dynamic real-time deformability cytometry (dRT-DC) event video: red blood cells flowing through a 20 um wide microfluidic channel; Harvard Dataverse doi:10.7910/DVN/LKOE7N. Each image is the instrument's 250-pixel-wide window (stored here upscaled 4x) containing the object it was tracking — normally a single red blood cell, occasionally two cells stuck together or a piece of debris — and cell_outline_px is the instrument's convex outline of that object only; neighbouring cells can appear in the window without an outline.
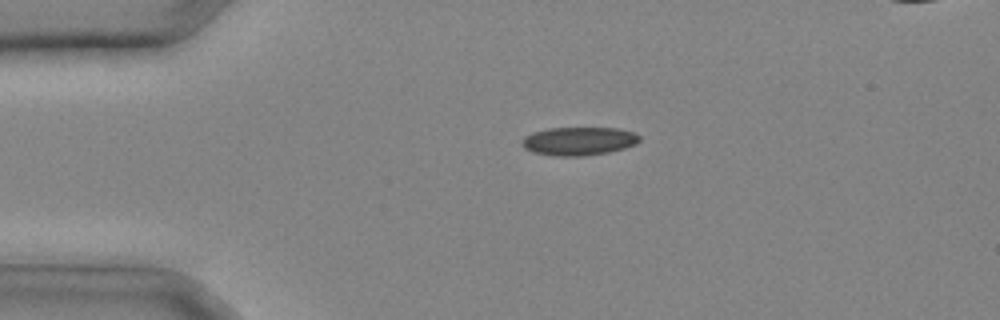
{"species": "common noctule bat (a hibernating species)", "species_latin": "Nyctalus noctula", "temperature_condition": "cold", "stored_images_in_passage": 24, "camera_frame_rate_fps": 3000, "um_per_image_px": 0.085, "animal": {"sex": "male", "body_mass_g": 20.4}, "frame": {"image": 1, "passage_image": 1, "time_ms": 0.0, "image_size_px": [1000, 320], "cell_outline_px": [[640, 140], [636, 144], [624, 148], [608, 152], [584, 156], [552, 156], [532, 152], [524, 148], [520, 144], [520, 140], [524, 136], [532, 132], [548, 128], [616, 128], [636, 132], [640, 136]], "centroid_in_image_um": [49.16, 11.99], "position_along_channel_um": 35.8, "area_um2": 19.71}}
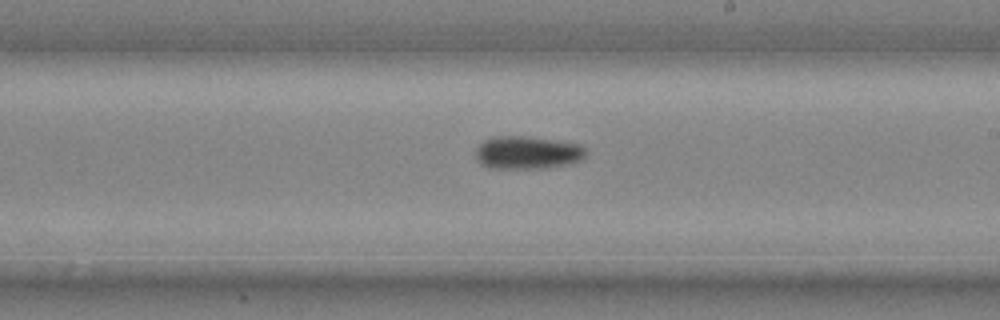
{"frame": {"image": 2, "passage_image": 13, "time_ms": 4.0, "image_size_px": [1000, 320], "cell_outline_px": [[588, 152], [580, 160], [568, 164], [544, 168], [492, 168], [484, 164], [476, 156], [476, 148], [484, 140], [492, 136], [528, 136], [580, 144]], "centroid_in_image_um": [44.85, 12.95], "position_along_channel_um": 244.2, "area_um2": 20.98}}
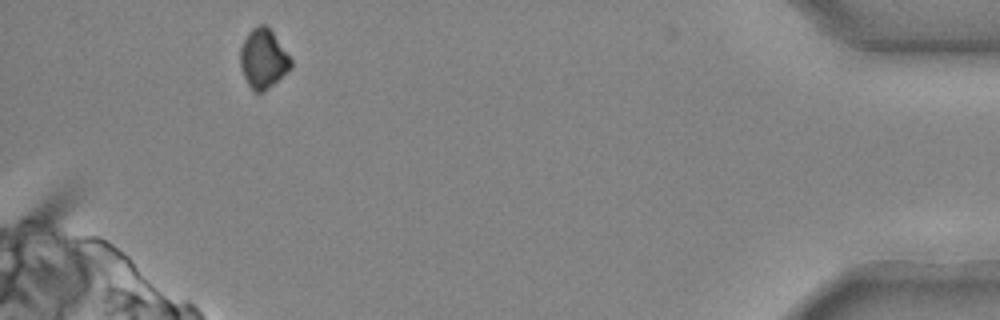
{"frame": {"image": 3, "passage_image": 24, "time_ms": 7.667, "image_size_px": [1000, 320], "cell_outline_px": [[292, 68], [272, 84], [260, 92], [256, 92], [248, 84], [244, 76], [240, 64], [240, 48], [248, 32], [252, 28], [260, 24], [268, 24], [292, 60]], "centroid_in_image_um": [22.38, 4.93], "position_along_channel_um": 412.8, "area_um2": 17.34}}